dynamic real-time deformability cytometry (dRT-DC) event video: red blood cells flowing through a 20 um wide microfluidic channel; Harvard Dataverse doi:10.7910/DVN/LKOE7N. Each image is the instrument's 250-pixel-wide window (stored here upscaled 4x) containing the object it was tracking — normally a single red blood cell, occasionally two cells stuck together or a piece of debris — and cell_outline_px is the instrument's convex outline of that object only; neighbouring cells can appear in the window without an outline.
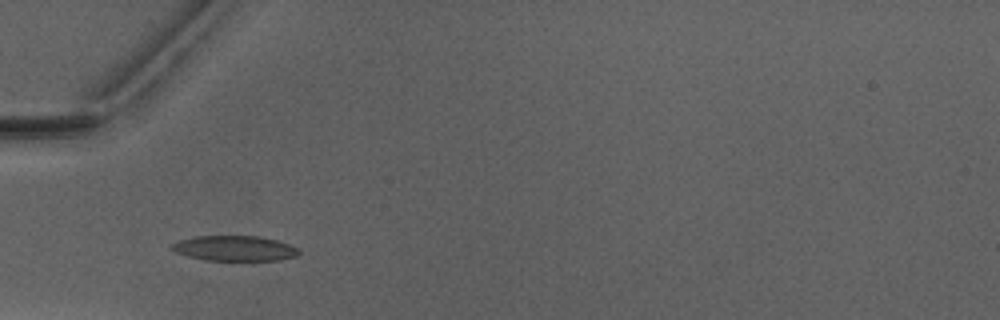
{"species": "Egyptian fruit bat (a non-hibernating species)", "species_latin": "Rousettus aegyptiacus", "temperature_condition": "warm", "stored_images_in_passage": 11, "camera_frame_rate_fps": 3000, "um_per_image_px": 0.085, "animal": {"sex": "male"}, "frame": {"image": 1, "passage_image": 10, "time_ms": 1669.667, "image_size_px": [1000, 320], "cell_outline_px": [[300, 252], [296, 256], [280, 260], [204, 260], [188, 256], [176, 252], [168, 248], [168, 244], [180, 240], [196, 236], [260, 236], [292, 244]], "centroid_in_image_um": [19.91, 21.1], "position_along_channel_um": 65.1, "area_um2": 18.79}}